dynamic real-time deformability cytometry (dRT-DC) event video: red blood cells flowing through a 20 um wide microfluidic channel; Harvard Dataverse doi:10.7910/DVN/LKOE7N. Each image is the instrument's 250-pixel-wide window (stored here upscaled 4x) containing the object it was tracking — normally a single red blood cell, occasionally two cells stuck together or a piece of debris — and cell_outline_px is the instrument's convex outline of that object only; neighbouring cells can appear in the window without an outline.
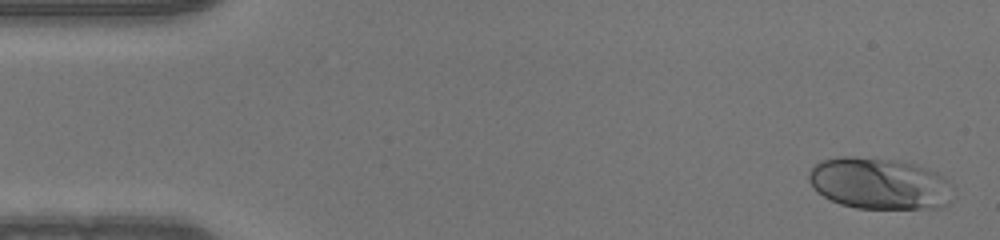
{"species": "human", "species_latin": "Homo sapiens", "temperature_condition": "warm", "stored_images_in_passage": 49, "camera_frame_rate_fps": 3000, "um_per_image_px": 0.085, "donor": {"sex": "male"}, "frame": {"image": 1, "passage_image": 1, "time_ms": 0.0, "image_size_px": [1000, 240], "cell_outline_px": [[948, 204], [944, 208], [856, 208], [840, 204], [816, 192], [808, 180], [808, 172], [820, 160], [840, 156], [852, 156], [900, 160], [916, 164], [928, 168], [944, 176], [948, 180]], "centroid_in_image_um": [74.7, 15.58], "position_along_channel_um": 10.3, "area_um2": 43.41}}
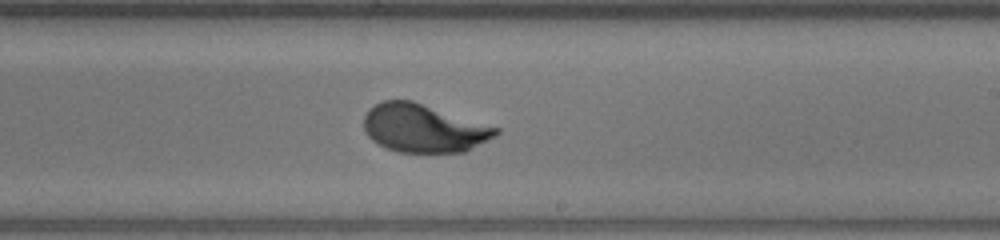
{"frame": {"image": 2, "passage_image": 28, "time_ms": 9.0, "image_size_px": [1000, 240], "cell_outline_px": [[500, 132], [496, 136], [464, 152], [396, 152], [372, 140], [368, 136], [364, 128], [364, 116], [368, 108], [384, 100], [412, 100], [500, 128]], "centroid_in_image_um": [36.01, 10.89], "position_along_channel_um": 253.0, "area_um2": 36.99}}
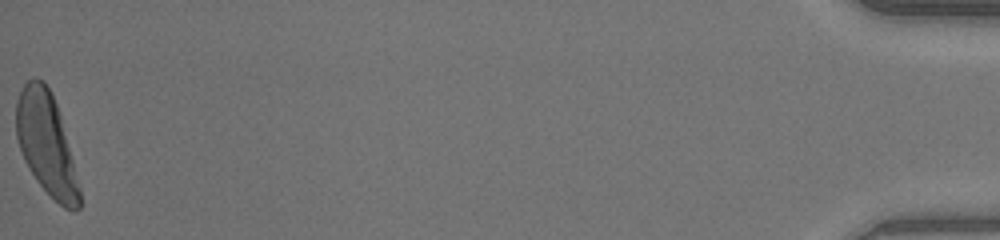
{"frame": {"image": 3, "passage_image": 49, "time_ms": 16.0, "image_size_px": [1000, 240], "cell_outline_px": [[80, 208], [64, 208], [36, 180], [28, 168], [24, 160], [16, 136], [16, 100], [24, 84], [28, 80], [36, 76], [44, 80], [56, 104], [60, 116], [80, 188]], "centroid_in_image_um": [3.91, 12.18], "position_along_channel_um": 431.3, "area_um2": 36.82}}